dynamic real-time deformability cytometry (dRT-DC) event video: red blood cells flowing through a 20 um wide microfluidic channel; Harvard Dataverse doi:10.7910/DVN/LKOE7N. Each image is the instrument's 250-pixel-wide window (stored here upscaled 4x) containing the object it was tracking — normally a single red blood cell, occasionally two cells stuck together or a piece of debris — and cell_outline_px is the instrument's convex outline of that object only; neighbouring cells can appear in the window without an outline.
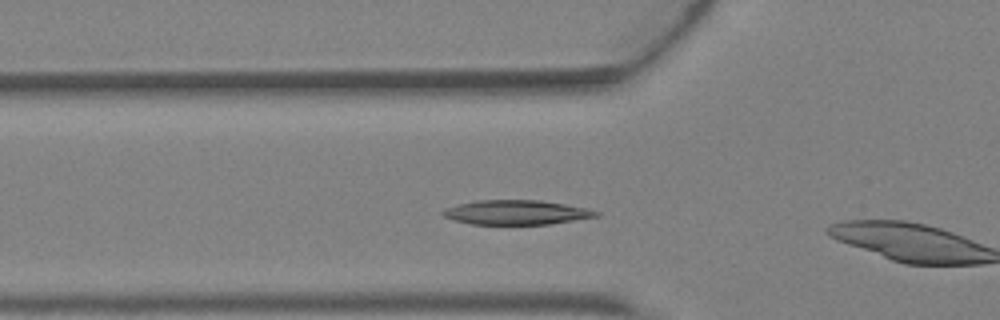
{"species": "Egyptian fruit bat (a non-hibernating species)", "species_latin": "Rousettus aegyptiacus", "temperature_condition": "warm", "stored_images_in_passage": 7, "camera_frame_rate_fps": 3000, "um_per_image_px": 0.085, "animal": {"sex": "female"}, "frame": {"image": 1, "passage_image": 6, "time_ms": 1.667, "image_size_px": [1000, 320], "cell_outline_px": [[600, 216], [548, 224], [472, 224], [452, 220], [444, 216], [440, 212], [444, 208], [476, 200], [540, 200], [564, 204], [584, 208], [600, 212]], "centroid_in_image_um": [43.85, 18.05], "position_along_channel_um": 82.0, "area_um2": 21.73}}